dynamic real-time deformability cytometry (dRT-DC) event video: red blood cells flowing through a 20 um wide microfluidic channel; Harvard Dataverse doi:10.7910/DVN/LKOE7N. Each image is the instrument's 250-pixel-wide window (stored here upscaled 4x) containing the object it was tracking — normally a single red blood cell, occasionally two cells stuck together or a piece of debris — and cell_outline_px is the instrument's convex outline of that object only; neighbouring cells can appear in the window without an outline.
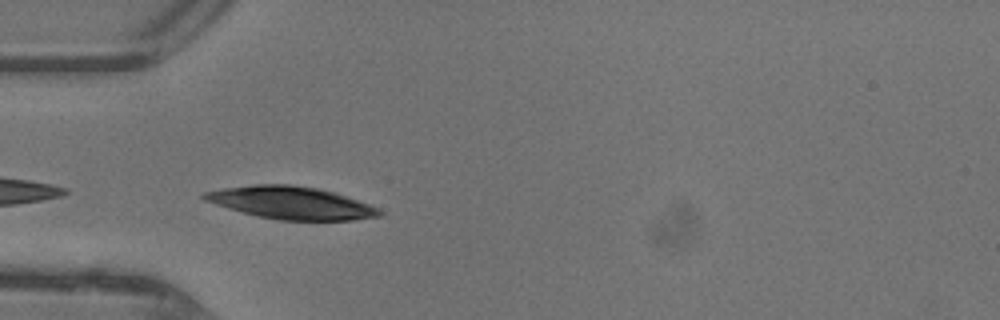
{"species": "common noctule bat (a hibernating species)", "species_latin": "Nyctalus noctula", "temperature_condition": "warm", "stored_images_in_passage": 32, "camera_frame_rate_fps": 3000, "um_per_image_px": 0.085, "animal": {"sex": "female"}, "frame": {"image": 1, "passage_image": 1, "time_ms": 0.0, "image_size_px": [1000, 320], "cell_outline_px": [[384, 216], [352, 220], [280, 220], [256, 216], [228, 208], [204, 200], [200, 196], [204, 192], [224, 188], [252, 184], [292, 184], [316, 188], [332, 192], [380, 208], [384, 212]], "centroid_in_image_um": [24.75, 17.24], "position_along_channel_um": 60.3, "area_um2": 33.12}}
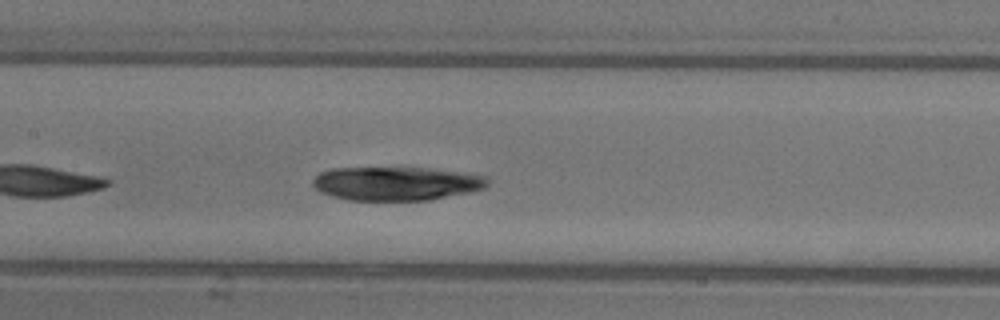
{"frame": {"image": 2, "passage_image": 9, "time_ms": 2.667, "image_size_px": [1000, 320], "cell_outline_px": [[488, 184], [484, 188], [472, 192], [428, 200], [348, 200], [332, 196], [320, 192], [312, 184], [312, 180], [320, 172], [332, 168], [428, 168], [488, 176]], "centroid_in_image_um": [33.68, 15.6], "position_along_channel_um": 173.7, "area_um2": 34.33}}
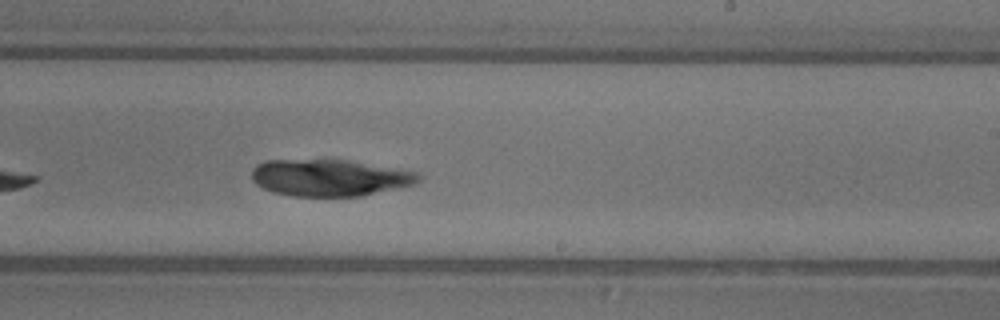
{"frame": {"image": 3, "passage_image": 15, "time_ms": 4.667, "image_size_px": [1000, 320], "cell_outline_px": [[420, 180], [416, 184], [360, 196], [292, 196], [272, 192], [256, 184], [252, 180], [252, 168], [256, 164], [268, 160], [348, 160], [420, 172]], "centroid_in_image_um": [28.03, 15.1], "position_along_channel_um": 261.0, "area_um2": 35.78}}